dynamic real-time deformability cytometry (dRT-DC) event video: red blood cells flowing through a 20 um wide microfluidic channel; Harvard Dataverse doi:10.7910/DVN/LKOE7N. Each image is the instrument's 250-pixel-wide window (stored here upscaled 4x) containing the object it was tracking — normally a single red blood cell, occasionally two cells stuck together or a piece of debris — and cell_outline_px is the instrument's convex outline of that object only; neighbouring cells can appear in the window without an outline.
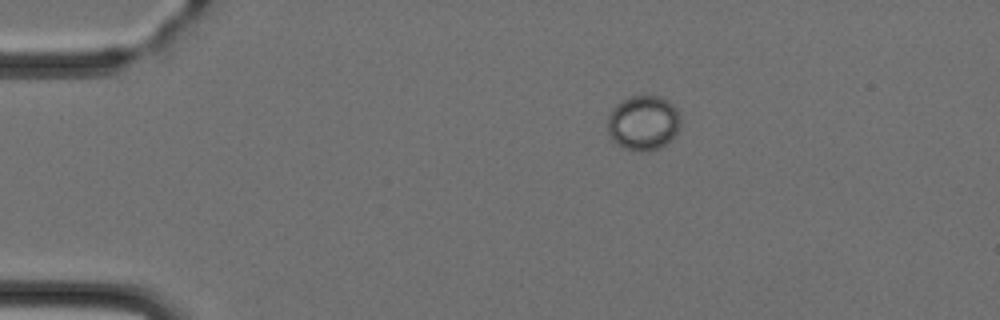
{"species": "Egyptian fruit bat (a non-hibernating species)", "species_latin": "Rousettus aegyptiacus", "temperature_condition": "cold", "stored_images_in_passage": 5, "camera_frame_rate_fps": 3000, "um_per_image_px": 0.085, "animal": {"sex": "female"}, "frame": {"image": 1, "passage_image": 3, "time_ms": 2.0, "image_size_px": [1000, 320], "cell_outline_px": [[680, 124], [676, 132], [660, 148], [648, 152], [640, 152], [624, 148], [612, 140], [608, 136], [608, 116], [612, 108], [616, 104], [632, 96], [660, 96], [668, 100], [676, 108], [680, 116]], "centroid_in_image_um": [54.66, 10.45], "position_along_channel_um": 30.3, "area_um2": 23.29}}
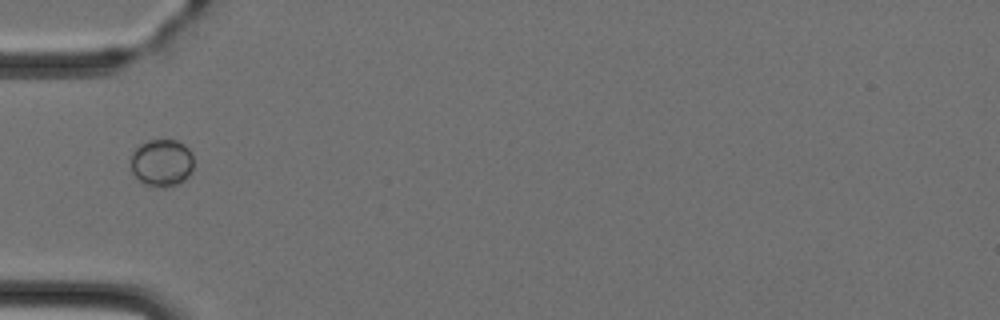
{"frame": {"image": 2, "passage_image": 5, "time_ms": 4.333, "image_size_px": [1000, 320], "cell_outline_px": [[192, 172], [180, 184], [164, 188], [156, 188], [144, 184], [132, 172], [132, 152], [140, 144], [148, 140], [176, 140], [184, 144], [192, 152]], "centroid_in_image_um": [13.77, 13.85], "position_along_channel_um": 71.2, "area_um2": 17.51}}